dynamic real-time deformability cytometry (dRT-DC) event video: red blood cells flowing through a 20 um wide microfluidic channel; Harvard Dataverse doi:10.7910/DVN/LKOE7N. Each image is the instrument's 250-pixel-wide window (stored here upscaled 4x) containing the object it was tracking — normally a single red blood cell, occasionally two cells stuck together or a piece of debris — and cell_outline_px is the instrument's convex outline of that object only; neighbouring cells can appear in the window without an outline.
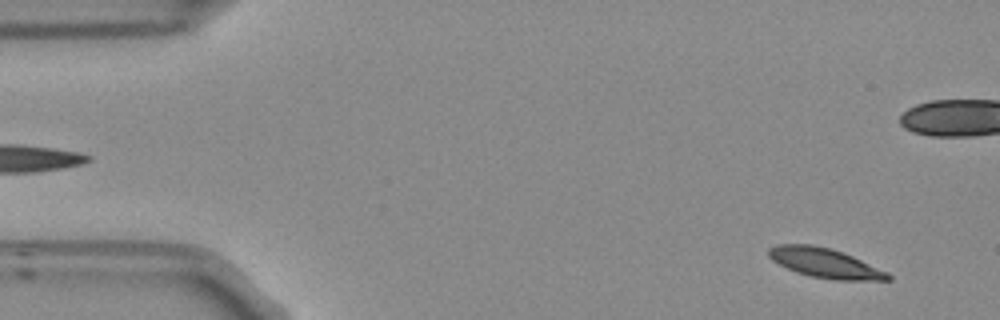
{"species": "Egyptian fruit bat (a non-hibernating species)", "species_latin": "Rousettus aegyptiacus", "temperature_condition": "room temperature", "stored_images_in_passage": 54, "camera_frame_rate_fps": 3000, "um_per_image_px": 0.085, "frame": {"image": 1, "passage_image": 3, "time_ms": 0.667, "image_size_px": [1000, 320], "cell_outline_px": [[892, 280], [832, 280], [812, 276], [796, 272], [772, 260], [768, 256], [768, 248], [776, 244], [812, 244], [844, 252], [888, 272], [892, 276]], "centroid_in_image_um": [70.13, 22.35], "position_along_channel_um": 14.9, "area_um2": 20.58}}
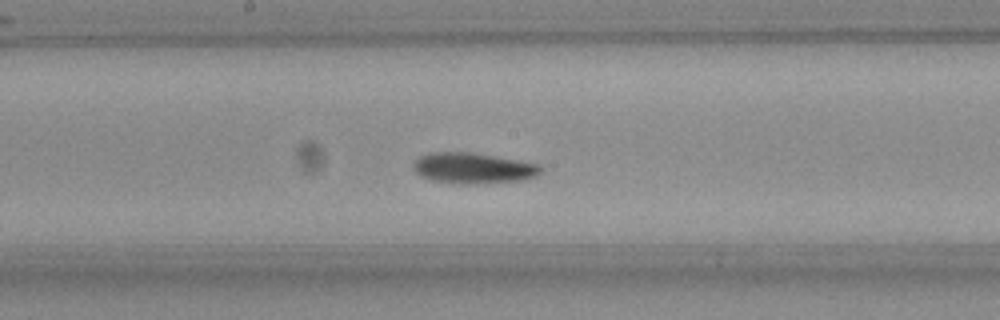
{"frame": {"image": 2, "passage_image": 27, "time_ms": 8.667, "image_size_px": [1000, 320], "cell_outline_px": [[544, 168], [536, 176], [524, 180], [476, 184], [456, 184], [432, 180], [420, 176], [412, 168], [412, 164], [420, 156], [432, 152], [472, 152], [540, 164]], "centroid_in_image_um": [40.22, 14.3], "position_along_channel_um": 208.0, "area_um2": 23.06}}
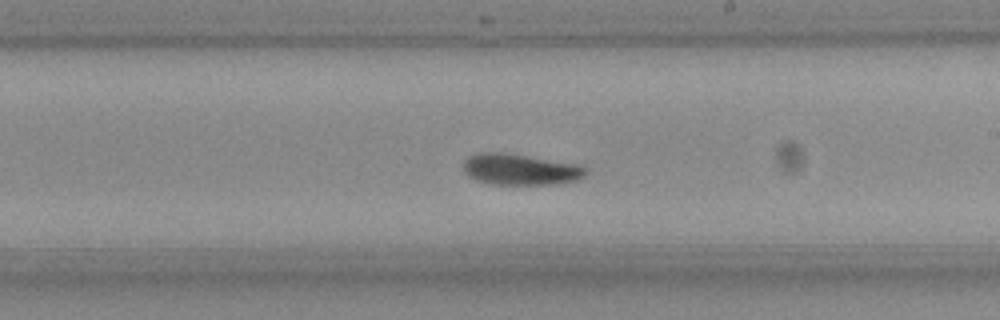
{"frame": {"image": 3, "passage_image": 30, "time_ms": 9.667, "image_size_px": [1000, 320], "cell_outline_px": [[588, 172], [584, 176], [576, 180], [560, 184], [488, 184], [476, 180], [468, 176], [464, 172], [464, 160], [468, 156], [480, 152], [500, 152], [572, 164], [584, 168]], "centroid_in_image_um": [44.14, 14.42], "position_along_channel_um": 244.9, "area_um2": 21.79}, "authors_computed_cell_mechanics": {"area_um2": 21.3571, "velocity_mm_per_s": 3.6936, "shape_relaxation_time_tau1_ms": null, "shape_relaxation_time_tau2_ms": 4.6145, "deformation_change_tau1": null, "deformation_change_tau2": 0.0975}}